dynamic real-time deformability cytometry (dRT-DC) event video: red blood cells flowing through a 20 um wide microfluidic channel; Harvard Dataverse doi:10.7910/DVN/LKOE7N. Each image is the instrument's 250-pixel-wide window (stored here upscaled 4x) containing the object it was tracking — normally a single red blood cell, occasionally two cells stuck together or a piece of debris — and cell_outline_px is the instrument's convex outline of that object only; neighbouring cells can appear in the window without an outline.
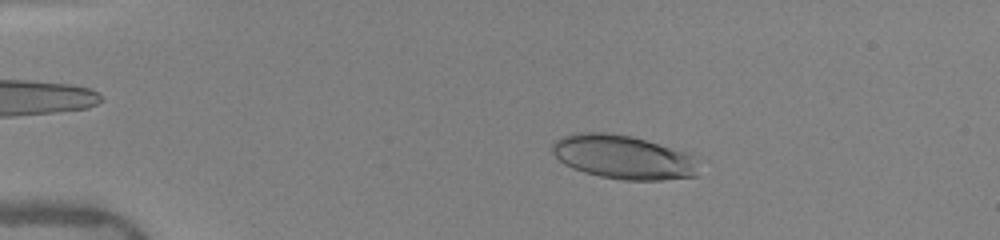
{"species": "human", "species_latin": "Homo sapiens", "temperature_condition": "warm", "stored_images_in_passage": 50, "camera_frame_rate_fps": 3000, "um_per_image_px": 0.085, "donor": {"sex": "female"}, "frame": {"image": 1, "passage_image": 10, "time_ms": 3.0, "image_size_px": [1000, 240], "cell_outline_px": [[696, 176], [660, 180], [624, 180], [600, 176], [584, 172], [572, 168], [564, 164], [552, 152], [552, 144], [556, 140], [572, 132], [604, 132], [632, 136], [684, 152], [692, 156]], "centroid_in_image_um": [52.88, 13.34], "position_along_channel_um": 32.1, "area_um2": 36.88}}
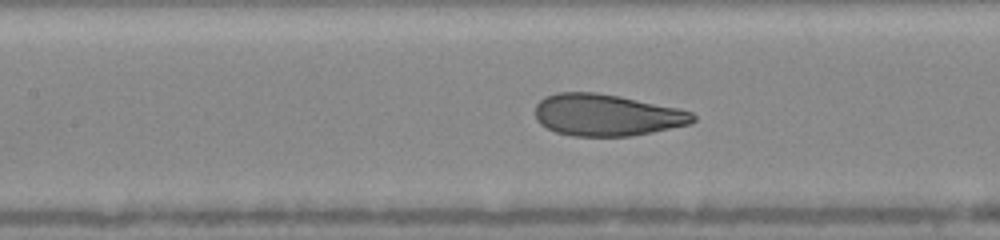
{"frame": {"image": 2, "passage_image": 24, "time_ms": 7.667, "image_size_px": [1000, 240], "cell_outline_px": [[696, 120], [692, 124], [632, 136], [572, 136], [556, 132], [540, 124], [536, 120], [536, 104], [544, 96], [556, 92], [596, 92], [620, 96], [680, 108], [692, 112], [696, 116]], "centroid_in_image_um": [51.59, 9.77], "position_along_channel_um": 155.8, "area_um2": 38.78}}
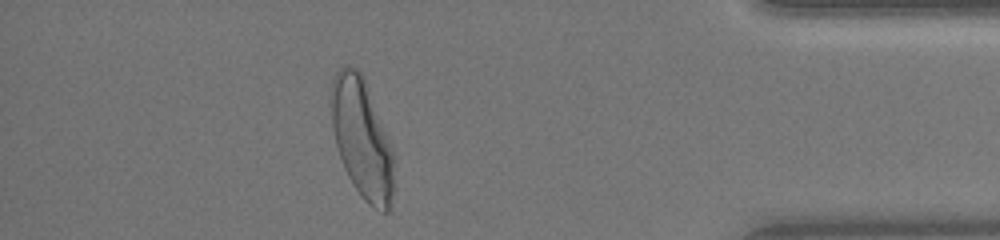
{"frame": {"image": 3, "passage_image": 45, "time_ms": 14.667, "image_size_px": [1000, 240], "cell_outline_px": [[396, 188], [392, 208], [388, 212], [384, 212], [368, 204], [352, 184], [344, 168], [336, 144], [332, 124], [328, 96], [332, 80], [336, 72], [344, 64], [348, 64], [356, 68], [364, 76], [396, 156]], "centroid_in_image_um": [30.81, 11.79], "position_along_channel_um": 404.4, "area_um2": 45.32}, "authors_computed_cell_mechanics": {"area_um2": 38.8705, "velocity_mm_per_s": 4.0319, "shape_relaxation_time_tau1_ms": 3.5494, "shape_relaxation_time_tau2_ms": null, "deformation_change_tau1": 0.1704, "deformation_change_tau2": null}}